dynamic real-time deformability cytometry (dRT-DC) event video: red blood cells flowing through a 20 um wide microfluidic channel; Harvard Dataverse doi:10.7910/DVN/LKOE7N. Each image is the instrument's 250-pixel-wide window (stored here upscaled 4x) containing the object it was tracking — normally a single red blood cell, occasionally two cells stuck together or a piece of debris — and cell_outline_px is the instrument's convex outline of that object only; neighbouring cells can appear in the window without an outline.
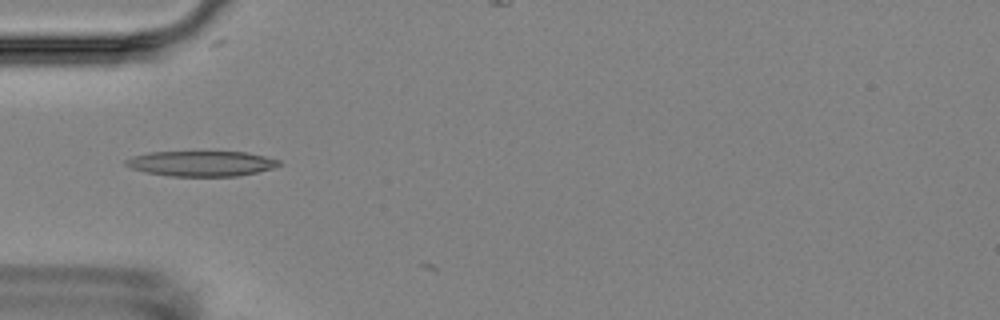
{"species": "Egyptian fruit bat (a non-hibernating species)", "species_latin": "Rousettus aegyptiacus", "temperature_condition": "room temperature", "stored_images_in_passage": 7, "camera_frame_rate_fps": 3000, "um_per_image_px": 0.085, "animal": {"sex": "female"}, "frame": {"image": 1, "passage_image": 3, "time_ms": 2.333, "image_size_px": [1000, 320], "cell_outline_px": [[284, 164], [276, 168], [236, 176], [172, 176], [144, 172], [132, 168], [124, 164], [124, 160], [132, 156], [148, 152], [248, 152], [280, 160]], "centroid_in_image_um": [17.14, 13.9], "position_along_channel_um": 67.9, "area_um2": 22.72}}
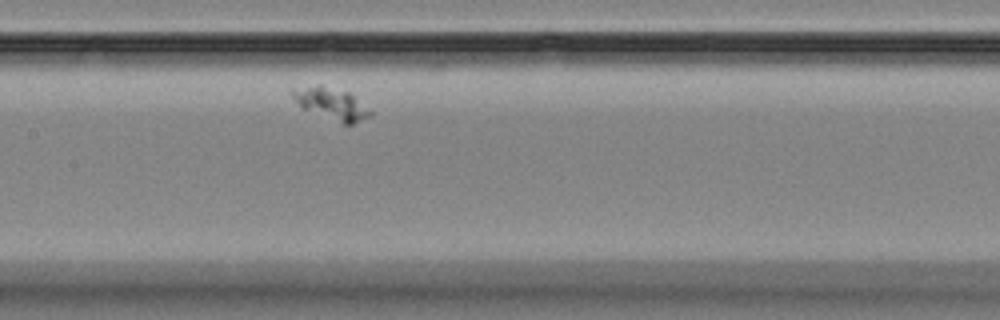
{"frame": {"image": 2, "passage_image": 7, "time_ms": 8.0, "image_size_px": [1000, 320], "cell_outline_px": [[372, 116], [352, 124], [344, 124], [300, 108], [288, 92], [320, 84], [348, 92], [372, 112]], "centroid_in_image_um": [28.15, 8.83], "position_along_channel_um": 179.3, "area_um2": 14.22}}